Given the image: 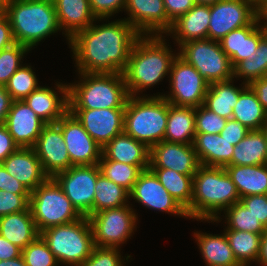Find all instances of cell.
<instances>
[{
    "instance_id": "obj_1",
    "label": "cell",
    "mask_w": 267,
    "mask_h": 266,
    "mask_svg": "<svg viewBox=\"0 0 267 266\" xmlns=\"http://www.w3.org/2000/svg\"><path fill=\"white\" fill-rule=\"evenodd\" d=\"M140 34L126 20L93 25L70 40L79 73H122Z\"/></svg>"
},
{
    "instance_id": "obj_2",
    "label": "cell",
    "mask_w": 267,
    "mask_h": 266,
    "mask_svg": "<svg viewBox=\"0 0 267 266\" xmlns=\"http://www.w3.org/2000/svg\"><path fill=\"white\" fill-rule=\"evenodd\" d=\"M165 44L162 35H140L136 39L122 72L129 96L162 81L170 72L177 55Z\"/></svg>"
},
{
    "instance_id": "obj_3",
    "label": "cell",
    "mask_w": 267,
    "mask_h": 266,
    "mask_svg": "<svg viewBox=\"0 0 267 266\" xmlns=\"http://www.w3.org/2000/svg\"><path fill=\"white\" fill-rule=\"evenodd\" d=\"M239 201L236 186L224 167L199 166L193 175L191 218L218 221L219 210Z\"/></svg>"
},
{
    "instance_id": "obj_4",
    "label": "cell",
    "mask_w": 267,
    "mask_h": 266,
    "mask_svg": "<svg viewBox=\"0 0 267 266\" xmlns=\"http://www.w3.org/2000/svg\"><path fill=\"white\" fill-rule=\"evenodd\" d=\"M2 11L9 18L15 43L29 49L60 30L52 0H11Z\"/></svg>"
},
{
    "instance_id": "obj_5",
    "label": "cell",
    "mask_w": 267,
    "mask_h": 266,
    "mask_svg": "<svg viewBox=\"0 0 267 266\" xmlns=\"http://www.w3.org/2000/svg\"><path fill=\"white\" fill-rule=\"evenodd\" d=\"M81 83L68 85V109L125 108L129 93L122 73H80Z\"/></svg>"
},
{
    "instance_id": "obj_6",
    "label": "cell",
    "mask_w": 267,
    "mask_h": 266,
    "mask_svg": "<svg viewBox=\"0 0 267 266\" xmlns=\"http://www.w3.org/2000/svg\"><path fill=\"white\" fill-rule=\"evenodd\" d=\"M169 102L163 97L129 96L124 112V132L151 149L164 140Z\"/></svg>"
},
{
    "instance_id": "obj_7",
    "label": "cell",
    "mask_w": 267,
    "mask_h": 266,
    "mask_svg": "<svg viewBox=\"0 0 267 266\" xmlns=\"http://www.w3.org/2000/svg\"><path fill=\"white\" fill-rule=\"evenodd\" d=\"M40 236L47 243L58 263L81 265L94 247L93 233L88 217L67 224L49 227Z\"/></svg>"
},
{
    "instance_id": "obj_8",
    "label": "cell",
    "mask_w": 267,
    "mask_h": 266,
    "mask_svg": "<svg viewBox=\"0 0 267 266\" xmlns=\"http://www.w3.org/2000/svg\"><path fill=\"white\" fill-rule=\"evenodd\" d=\"M29 208L39 233L83 217L53 177H48L31 192Z\"/></svg>"
},
{
    "instance_id": "obj_9",
    "label": "cell",
    "mask_w": 267,
    "mask_h": 266,
    "mask_svg": "<svg viewBox=\"0 0 267 266\" xmlns=\"http://www.w3.org/2000/svg\"><path fill=\"white\" fill-rule=\"evenodd\" d=\"M179 48L181 51L178 55L191 64L209 84L234 78L230 58L221 49L219 41L208 38L191 40Z\"/></svg>"
},
{
    "instance_id": "obj_10",
    "label": "cell",
    "mask_w": 267,
    "mask_h": 266,
    "mask_svg": "<svg viewBox=\"0 0 267 266\" xmlns=\"http://www.w3.org/2000/svg\"><path fill=\"white\" fill-rule=\"evenodd\" d=\"M128 205L98 211L88 216L94 246L118 248L132 235L137 217Z\"/></svg>"
},
{
    "instance_id": "obj_11",
    "label": "cell",
    "mask_w": 267,
    "mask_h": 266,
    "mask_svg": "<svg viewBox=\"0 0 267 266\" xmlns=\"http://www.w3.org/2000/svg\"><path fill=\"white\" fill-rule=\"evenodd\" d=\"M171 93L164 98L174 106L199 107L204 104L209 82L178 54L170 69Z\"/></svg>"
},
{
    "instance_id": "obj_12",
    "label": "cell",
    "mask_w": 267,
    "mask_h": 266,
    "mask_svg": "<svg viewBox=\"0 0 267 266\" xmlns=\"http://www.w3.org/2000/svg\"><path fill=\"white\" fill-rule=\"evenodd\" d=\"M98 164L72 166L53 178L82 216L93 214L95 185L100 174Z\"/></svg>"
},
{
    "instance_id": "obj_13",
    "label": "cell",
    "mask_w": 267,
    "mask_h": 266,
    "mask_svg": "<svg viewBox=\"0 0 267 266\" xmlns=\"http://www.w3.org/2000/svg\"><path fill=\"white\" fill-rule=\"evenodd\" d=\"M257 17V9L247 0H220L210 5L207 38L220 41L232 30L250 25Z\"/></svg>"
},
{
    "instance_id": "obj_14",
    "label": "cell",
    "mask_w": 267,
    "mask_h": 266,
    "mask_svg": "<svg viewBox=\"0 0 267 266\" xmlns=\"http://www.w3.org/2000/svg\"><path fill=\"white\" fill-rule=\"evenodd\" d=\"M56 124L61 128L73 166L98 164L102 156V147L73 114L67 111Z\"/></svg>"
},
{
    "instance_id": "obj_15",
    "label": "cell",
    "mask_w": 267,
    "mask_h": 266,
    "mask_svg": "<svg viewBox=\"0 0 267 266\" xmlns=\"http://www.w3.org/2000/svg\"><path fill=\"white\" fill-rule=\"evenodd\" d=\"M68 111L102 148L124 132L125 108L68 109Z\"/></svg>"
},
{
    "instance_id": "obj_16",
    "label": "cell",
    "mask_w": 267,
    "mask_h": 266,
    "mask_svg": "<svg viewBox=\"0 0 267 266\" xmlns=\"http://www.w3.org/2000/svg\"><path fill=\"white\" fill-rule=\"evenodd\" d=\"M43 171L48 177L66 171L73 165L63 139L61 128L56 124H46L33 146Z\"/></svg>"
},
{
    "instance_id": "obj_17",
    "label": "cell",
    "mask_w": 267,
    "mask_h": 266,
    "mask_svg": "<svg viewBox=\"0 0 267 266\" xmlns=\"http://www.w3.org/2000/svg\"><path fill=\"white\" fill-rule=\"evenodd\" d=\"M129 196L148 208L188 217L186 210L168 193L150 169L139 174Z\"/></svg>"
},
{
    "instance_id": "obj_18",
    "label": "cell",
    "mask_w": 267,
    "mask_h": 266,
    "mask_svg": "<svg viewBox=\"0 0 267 266\" xmlns=\"http://www.w3.org/2000/svg\"><path fill=\"white\" fill-rule=\"evenodd\" d=\"M125 10L130 16L125 20L140 35L166 34L173 23L167 17L163 0H126Z\"/></svg>"
},
{
    "instance_id": "obj_19",
    "label": "cell",
    "mask_w": 267,
    "mask_h": 266,
    "mask_svg": "<svg viewBox=\"0 0 267 266\" xmlns=\"http://www.w3.org/2000/svg\"><path fill=\"white\" fill-rule=\"evenodd\" d=\"M200 166L193 144L161 141L150 149L149 168H166L194 175Z\"/></svg>"
},
{
    "instance_id": "obj_20",
    "label": "cell",
    "mask_w": 267,
    "mask_h": 266,
    "mask_svg": "<svg viewBox=\"0 0 267 266\" xmlns=\"http://www.w3.org/2000/svg\"><path fill=\"white\" fill-rule=\"evenodd\" d=\"M45 125L24 100L12 101L5 126L19 148H33Z\"/></svg>"
},
{
    "instance_id": "obj_21",
    "label": "cell",
    "mask_w": 267,
    "mask_h": 266,
    "mask_svg": "<svg viewBox=\"0 0 267 266\" xmlns=\"http://www.w3.org/2000/svg\"><path fill=\"white\" fill-rule=\"evenodd\" d=\"M258 24L257 17L250 25L232 30L219 41L233 68L242 60L252 57L259 41L267 34V30Z\"/></svg>"
},
{
    "instance_id": "obj_22",
    "label": "cell",
    "mask_w": 267,
    "mask_h": 266,
    "mask_svg": "<svg viewBox=\"0 0 267 266\" xmlns=\"http://www.w3.org/2000/svg\"><path fill=\"white\" fill-rule=\"evenodd\" d=\"M1 164L30 192H33L48 178L33 148H18Z\"/></svg>"
},
{
    "instance_id": "obj_23",
    "label": "cell",
    "mask_w": 267,
    "mask_h": 266,
    "mask_svg": "<svg viewBox=\"0 0 267 266\" xmlns=\"http://www.w3.org/2000/svg\"><path fill=\"white\" fill-rule=\"evenodd\" d=\"M58 92L64 94L61 98L51 88L39 86L24 99L27 105L46 124L57 123L68 111V85L57 84Z\"/></svg>"
},
{
    "instance_id": "obj_24",
    "label": "cell",
    "mask_w": 267,
    "mask_h": 266,
    "mask_svg": "<svg viewBox=\"0 0 267 266\" xmlns=\"http://www.w3.org/2000/svg\"><path fill=\"white\" fill-rule=\"evenodd\" d=\"M56 10L60 30L66 32L67 39L88 28L96 20L89 0H52Z\"/></svg>"
},
{
    "instance_id": "obj_25",
    "label": "cell",
    "mask_w": 267,
    "mask_h": 266,
    "mask_svg": "<svg viewBox=\"0 0 267 266\" xmlns=\"http://www.w3.org/2000/svg\"><path fill=\"white\" fill-rule=\"evenodd\" d=\"M210 22V5L195 4L185 14L173 21L167 33H175L173 36L179 44L191 40L207 39Z\"/></svg>"
},
{
    "instance_id": "obj_26",
    "label": "cell",
    "mask_w": 267,
    "mask_h": 266,
    "mask_svg": "<svg viewBox=\"0 0 267 266\" xmlns=\"http://www.w3.org/2000/svg\"><path fill=\"white\" fill-rule=\"evenodd\" d=\"M200 165L225 167L233 156L234 145L220 133H196L193 143Z\"/></svg>"
},
{
    "instance_id": "obj_27",
    "label": "cell",
    "mask_w": 267,
    "mask_h": 266,
    "mask_svg": "<svg viewBox=\"0 0 267 266\" xmlns=\"http://www.w3.org/2000/svg\"><path fill=\"white\" fill-rule=\"evenodd\" d=\"M102 155L129 165H150V149L125 132L114 137L102 148Z\"/></svg>"
},
{
    "instance_id": "obj_28",
    "label": "cell",
    "mask_w": 267,
    "mask_h": 266,
    "mask_svg": "<svg viewBox=\"0 0 267 266\" xmlns=\"http://www.w3.org/2000/svg\"><path fill=\"white\" fill-rule=\"evenodd\" d=\"M0 235L21 249L33 242L40 233L35 226L30 208L1 216Z\"/></svg>"
},
{
    "instance_id": "obj_29",
    "label": "cell",
    "mask_w": 267,
    "mask_h": 266,
    "mask_svg": "<svg viewBox=\"0 0 267 266\" xmlns=\"http://www.w3.org/2000/svg\"><path fill=\"white\" fill-rule=\"evenodd\" d=\"M224 168L234 182L240 198L267 194V164L226 165Z\"/></svg>"
},
{
    "instance_id": "obj_30",
    "label": "cell",
    "mask_w": 267,
    "mask_h": 266,
    "mask_svg": "<svg viewBox=\"0 0 267 266\" xmlns=\"http://www.w3.org/2000/svg\"><path fill=\"white\" fill-rule=\"evenodd\" d=\"M195 135V108L174 106L169 103L164 141L193 144Z\"/></svg>"
},
{
    "instance_id": "obj_31",
    "label": "cell",
    "mask_w": 267,
    "mask_h": 266,
    "mask_svg": "<svg viewBox=\"0 0 267 266\" xmlns=\"http://www.w3.org/2000/svg\"><path fill=\"white\" fill-rule=\"evenodd\" d=\"M267 164V139L262 130H251L234 147L233 156L227 165Z\"/></svg>"
},
{
    "instance_id": "obj_32",
    "label": "cell",
    "mask_w": 267,
    "mask_h": 266,
    "mask_svg": "<svg viewBox=\"0 0 267 266\" xmlns=\"http://www.w3.org/2000/svg\"><path fill=\"white\" fill-rule=\"evenodd\" d=\"M208 266H242L234 256L225 235L194 233Z\"/></svg>"
},
{
    "instance_id": "obj_33",
    "label": "cell",
    "mask_w": 267,
    "mask_h": 266,
    "mask_svg": "<svg viewBox=\"0 0 267 266\" xmlns=\"http://www.w3.org/2000/svg\"><path fill=\"white\" fill-rule=\"evenodd\" d=\"M232 80L210 83L203 104L207 109L227 120L232 119L233 108L241 91L247 86L244 84L239 89L231 84Z\"/></svg>"
},
{
    "instance_id": "obj_34",
    "label": "cell",
    "mask_w": 267,
    "mask_h": 266,
    "mask_svg": "<svg viewBox=\"0 0 267 266\" xmlns=\"http://www.w3.org/2000/svg\"><path fill=\"white\" fill-rule=\"evenodd\" d=\"M232 119L240 122L247 129L262 130L267 120V111L262 107L257 95L247 85L240 93L233 108Z\"/></svg>"
},
{
    "instance_id": "obj_35",
    "label": "cell",
    "mask_w": 267,
    "mask_h": 266,
    "mask_svg": "<svg viewBox=\"0 0 267 266\" xmlns=\"http://www.w3.org/2000/svg\"><path fill=\"white\" fill-rule=\"evenodd\" d=\"M168 193L186 210L191 218L193 175H183L166 168H149Z\"/></svg>"
},
{
    "instance_id": "obj_36",
    "label": "cell",
    "mask_w": 267,
    "mask_h": 266,
    "mask_svg": "<svg viewBox=\"0 0 267 266\" xmlns=\"http://www.w3.org/2000/svg\"><path fill=\"white\" fill-rule=\"evenodd\" d=\"M129 197V191L127 189L109 180L100 173L95 185L93 214L98 211L127 205L126 201Z\"/></svg>"
},
{
    "instance_id": "obj_37",
    "label": "cell",
    "mask_w": 267,
    "mask_h": 266,
    "mask_svg": "<svg viewBox=\"0 0 267 266\" xmlns=\"http://www.w3.org/2000/svg\"><path fill=\"white\" fill-rule=\"evenodd\" d=\"M224 232L235 258L242 266H246L252 260L258 261L262 235L237 230Z\"/></svg>"
},
{
    "instance_id": "obj_38",
    "label": "cell",
    "mask_w": 267,
    "mask_h": 266,
    "mask_svg": "<svg viewBox=\"0 0 267 266\" xmlns=\"http://www.w3.org/2000/svg\"><path fill=\"white\" fill-rule=\"evenodd\" d=\"M98 166L102 175L130 192L139 174L143 170L149 169L150 165H129L108 160L102 155Z\"/></svg>"
},
{
    "instance_id": "obj_39",
    "label": "cell",
    "mask_w": 267,
    "mask_h": 266,
    "mask_svg": "<svg viewBox=\"0 0 267 266\" xmlns=\"http://www.w3.org/2000/svg\"><path fill=\"white\" fill-rule=\"evenodd\" d=\"M234 77L246 78L245 84L267 76V34L259 41L252 57L242 60L234 68Z\"/></svg>"
},
{
    "instance_id": "obj_40",
    "label": "cell",
    "mask_w": 267,
    "mask_h": 266,
    "mask_svg": "<svg viewBox=\"0 0 267 266\" xmlns=\"http://www.w3.org/2000/svg\"><path fill=\"white\" fill-rule=\"evenodd\" d=\"M224 211L226 212V220H228L226 230L246 231L259 235H263L266 231L262 223L240 201Z\"/></svg>"
},
{
    "instance_id": "obj_41",
    "label": "cell",
    "mask_w": 267,
    "mask_h": 266,
    "mask_svg": "<svg viewBox=\"0 0 267 266\" xmlns=\"http://www.w3.org/2000/svg\"><path fill=\"white\" fill-rule=\"evenodd\" d=\"M34 73L30 66H21L10 77L5 84V89L13 101L24 100L39 87Z\"/></svg>"
},
{
    "instance_id": "obj_42",
    "label": "cell",
    "mask_w": 267,
    "mask_h": 266,
    "mask_svg": "<svg viewBox=\"0 0 267 266\" xmlns=\"http://www.w3.org/2000/svg\"><path fill=\"white\" fill-rule=\"evenodd\" d=\"M22 257L27 266H57L58 261L49 250L47 243L39 235L22 249Z\"/></svg>"
},
{
    "instance_id": "obj_43",
    "label": "cell",
    "mask_w": 267,
    "mask_h": 266,
    "mask_svg": "<svg viewBox=\"0 0 267 266\" xmlns=\"http://www.w3.org/2000/svg\"><path fill=\"white\" fill-rule=\"evenodd\" d=\"M29 50L28 47L15 43L0 51V85L5 86L10 77L21 67V59Z\"/></svg>"
},
{
    "instance_id": "obj_44",
    "label": "cell",
    "mask_w": 267,
    "mask_h": 266,
    "mask_svg": "<svg viewBox=\"0 0 267 266\" xmlns=\"http://www.w3.org/2000/svg\"><path fill=\"white\" fill-rule=\"evenodd\" d=\"M227 119L218 116L204 105L195 108L196 133L218 134L225 127Z\"/></svg>"
},
{
    "instance_id": "obj_45",
    "label": "cell",
    "mask_w": 267,
    "mask_h": 266,
    "mask_svg": "<svg viewBox=\"0 0 267 266\" xmlns=\"http://www.w3.org/2000/svg\"><path fill=\"white\" fill-rule=\"evenodd\" d=\"M117 248L94 246L91 255L79 266H123Z\"/></svg>"
},
{
    "instance_id": "obj_46",
    "label": "cell",
    "mask_w": 267,
    "mask_h": 266,
    "mask_svg": "<svg viewBox=\"0 0 267 266\" xmlns=\"http://www.w3.org/2000/svg\"><path fill=\"white\" fill-rule=\"evenodd\" d=\"M30 194H14L0 190V217L29 209Z\"/></svg>"
},
{
    "instance_id": "obj_47",
    "label": "cell",
    "mask_w": 267,
    "mask_h": 266,
    "mask_svg": "<svg viewBox=\"0 0 267 266\" xmlns=\"http://www.w3.org/2000/svg\"><path fill=\"white\" fill-rule=\"evenodd\" d=\"M240 202L267 228V194L244 196Z\"/></svg>"
},
{
    "instance_id": "obj_48",
    "label": "cell",
    "mask_w": 267,
    "mask_h": 266,
    "mask_svg": "<svg viewBox=\"0 0 267 266\" xmlns=\"http://www.w3.org/2000/svg\"><path fill=\"white\" fill-rule=\"evenodd\" d=\"M89 2L91 11L97 20L108 18L118 13L121 8L125 9L126 6V0H89Z\"/></svg>"
},
{
    "instance_id": "obj_49",
    "label": "cell",
    "mask_w": 267,
    "mask_h": 266,
    "mask_svg": "<svg viewBox=\"0 0 267 266\" xmlns=\"http://www.w3.org/2000/svg\"><path fill=\"white\" fill-rule=\"evenodd\" d=\"M250 130L234 119H228L220 135L236 146Z\"/></svg>"
},
{
    "instance_id": "obj_50",
    "label": "cell",
    "mask_w": 267,
    "mask_h": 266,
    "mask_svg": "<svg viewBox=\"0 0 267 266\" xmlns=\"http://www.w3.org/2000/svg\"><path fill=\"white\" fill-rule=\"evenodd\" d=\"M0 190L14 194H31V192L20 183L15 177L10 175L0 163Z\"/></svg>"
},
{
    "instance_id": "obj_51",
    "label": "cell",
    "mask_w": 267,
    "mask_h": 266,
    "mask_svg": "<svg viewBox=\"0 0 267 266\" xmlns=\"http://www.w3.org/2000/svg\"><path fill=\"white\" fill-rule=\"evenodd\" d=\"M167 17L173 22L194 7L195 0H163Z\"/></svg>"
},
{
    "instance_id": "obj_52",
    "label": "cell",
    "mask_w": 267,
    "mask_h": 266,
    "mask_svg": "<svg viewBox=\"0 0 267 266\" xmlns=\"http://www.w3.org/2000/svg\"><path fill=\"white\" fill-rule=\"evenodd\" d=\"M18 148L5 124H0V163Z\"/></svg>"
},
{
    "instance_id": "obj_53",
    "label": "cell",
    "mask_w": 267,
    "mask_h": 266,
    "mask_svg": "<svg viewBox=\"0 0 267 266\" xmlns=\"http://www.w3.org/2000/svg\"><path fill=\"white\" fill-rule=\"evenodd\" d=\"M15 44L8 16L0 10V51Z\"/></svg>"
},
{
    "instance_id": "obj_54",
    "label": "cell",
    "mask_w": 267,
    "mask_h": 266,
    "mask_svg": "<svg viewBox=\"0 0 267 266\" xmlns=\"http://www.w3.org/2000/svg\"><path fill=\"white\" fill-rule=\"evenodd\" d=\"M22 254V249L0 235V261L15 259Z\"/></svg>"
},
{
    "instance_id": "obj_55",
    "label": "cell",
    "mask_w": 267,
    "mask_h": 266,
    "mask_svg": "<svg viewBox=\"0 0 267 266\" xmlns=\"http://www.w3.org/2000/svg\"><path fill=\"white\" fill-rule=\"evenodd\" d=\"M249 86L257 95L262 107L267 111V76L252 81Z\"/></svg>"
},
{
    "instance_id": "obj_56",
    "label": "cell",
    "mask_w": 267,
    "mask_h": 266,
    "mask_svg": "<svg viewBox=\"0 0 267 266\" xmlns=\"http://www.w3.org/2000/svg\"><path fill=\"white\" fill-rule=\"evenodd\" d=\"M12 101L13 100L11 99L10 94L5 89V86L0 85V124H5Z\"/></svg>"
},
{
    "instance_id": "obj_57",
    "label": "cell",
    "mask_w": 267,
    "mask_h": 266,
    "mask_svg": "<svg viewBox=\"0 0 267 266\" xmlns=\"http://www.w3.org/2000/svg\"><path fill=\"white\" fill-rule=\"evenodd\" d=\"M257 262H260L262 266H267V228L262 235L260 253Z\"/></svg>"
},
{
    "instance_id": "obj_58",
    "label": "cell",
    "mask_w": 267,
    "mask_h": 266,
    "mask_svg": "<svg viewBox=\"0 0 267 266\" xmlns=\"http://www.w3.org/2000/svg\"><path fill=\"white\" fill-rule=\"evenodd\" d=\"M0 266H27V265L25 264V261L21 255L15 259L0 261Z\"/></svg>"
},
{
    "instance_id": "obj_59",
    "label": "cell",
    "mask_w": 267,
    "mask_h": 266,
    "mask_svg": "<svg viewBox=\"0 0 267 266\" xmlns=\"http://www.w3.org/2000/svg\"><path fill=\"white\" fill-rule=\"evenodd\" d=\"M257 13L260 23H262L261 20H266L263 27L267 30V1L257 9Z\"/></svg>"
},
{
    "instance_id": "obj_60",
    "label": "cell",
    "mask_w": 267,
    "mask_h": 266,
    "mask_svg": "<svg viewBox=\"0 0 267 266\" xmlns=\"http://www.w3.org/2000/svg\"><path fill=\"white\" fill-rule=\"evenodd\" d=\"M220 0H195V3L197 4H204V5H213L217 3Z\"/></svg>"
},
{
    "instance_id": "obj_61",
    "label": "cell",
    "mask_w": 267,
    "mask_h": 266,
    "mask_svg": "<svg viewBox=\"0 0 267 266\" xmlns=\"http://www.w3.org/2000/svg\"><path fill=\"white\" fill-rule=\"evenodd\" d=\"M249 1L256 9L263 5L267 0H247Z\"/></svg>"
},
{
    "instance_id": "obj_62",
    "label": "cell",
    "mask_w": 267,
    "mask_h": 266,
    "mask_svg": "<svg viewBox=\"0 0 267 266\" xmlns=\"http://www.w3.org/2000/svg\"><path fill=\"white\" fill-rule=\"evenodd\" d=\"M11 0H0V10H2Z\"/></svg>"
},
{
    "instance_id": "obj_63",
    "label": "cell",
    "mask_w": 267,
    "mask_h": 266,
    "mask_svg": "<svg viewBox=\"0 0 267 266\" xmlns=\"http://www.w3.org/2000/svg\"><path fill=\"white\" fill-rule=\"evenodd\" d=\"M262 131L265 133V136H266V139H267V120H266V122L263 124Z\"/></svg>"
}]
</instances>
